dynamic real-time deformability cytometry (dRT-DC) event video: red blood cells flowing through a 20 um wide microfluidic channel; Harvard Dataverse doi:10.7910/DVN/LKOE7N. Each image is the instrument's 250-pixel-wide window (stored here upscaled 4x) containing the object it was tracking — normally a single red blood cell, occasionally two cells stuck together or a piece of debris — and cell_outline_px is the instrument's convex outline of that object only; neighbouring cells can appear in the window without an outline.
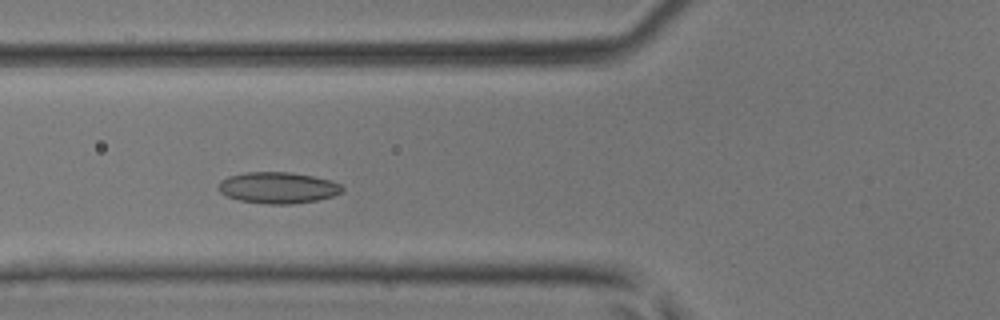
{"species": "common noctule bat (a hibernating species)", "species_latin": "Nyctalus noctula", "temperature_condition": "room temperature", "stored_images_in_passage": 41, "camera_frame_rate_fps": 3000, "um_per_image_px": 0.085, "animal": {"sex": "male", "body_mass_g": 17.9, "forearm_length_mm": 54.2}, "frame": {"image": 1, "passage_image": 12, "time_ms": 3.667, "image_size_px": [1000, 320], "cell_outline_px": [[344, 192], [332, 196], [316, 200], [292, 204], [268, 204], [240, 200], [228, 196], [220, 192], [220, 180], [228, 176], [244, 172], [288, 172], [312, 176], [332, 180], [340, 184], [344, 188]], "centroid_in_image_um": [23.66, 15.95], "position_along_channel_um": 102.1, "area_um2": 22.48}}
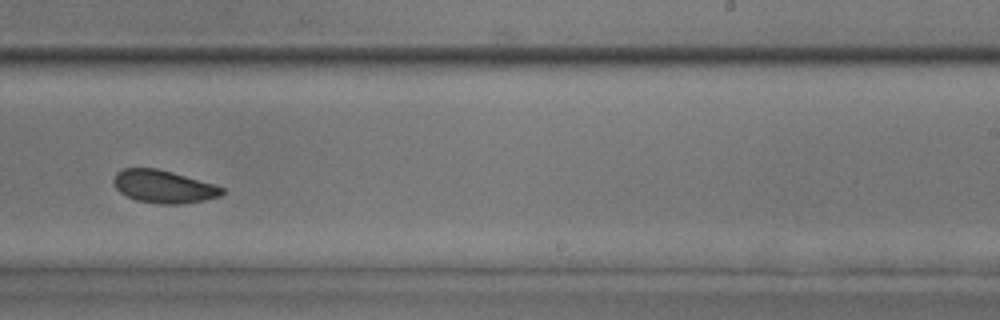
{"frame": {"image": 2, "passage_image": 24, "time_ms": 7.667, "image_size_px": [1000, 320], "cell_outline_px": [[224, 192], [220, 196], [204, 200], [180, 204], [160, 204], [136, 200], [120, 192], [116, 188], [112, 180], [116, 172], [124, 168], [156, 168], [172, 172], [216, 184], [224, 188]], "centroid_in_image_um": [13.91, 15.85], "position_along_channel_um": 275.1, "area_um2": 20.75}}
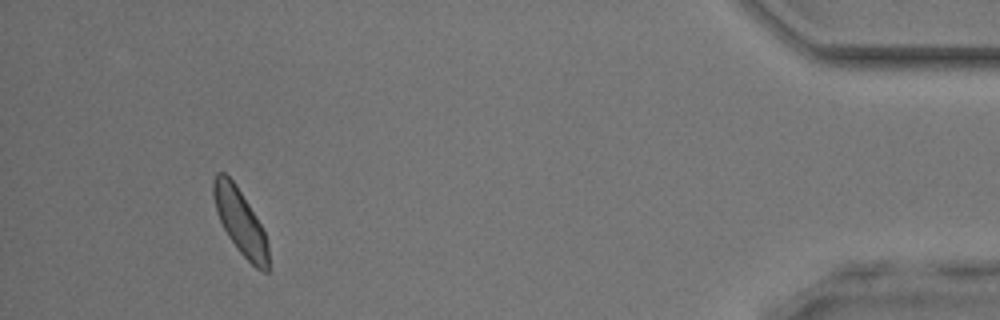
{"frame": {"image": 3, "passage_image": 38, "time_ms": 12.333, "image_size_px": [1000, 320], "cell_outline_px": [[268, 272], [264, 272], [256, 268], [236, 248], [228, 236], [216, 212], [212, 196], [212, 180], [216, 172], [224, 172], [236, 184], [256, 216], [264, 232], [268, 244]], "centroid_in_image_um": [20.39, 18.81], "position_along_channel_um": 414.8, "area_um2": 20.87}}